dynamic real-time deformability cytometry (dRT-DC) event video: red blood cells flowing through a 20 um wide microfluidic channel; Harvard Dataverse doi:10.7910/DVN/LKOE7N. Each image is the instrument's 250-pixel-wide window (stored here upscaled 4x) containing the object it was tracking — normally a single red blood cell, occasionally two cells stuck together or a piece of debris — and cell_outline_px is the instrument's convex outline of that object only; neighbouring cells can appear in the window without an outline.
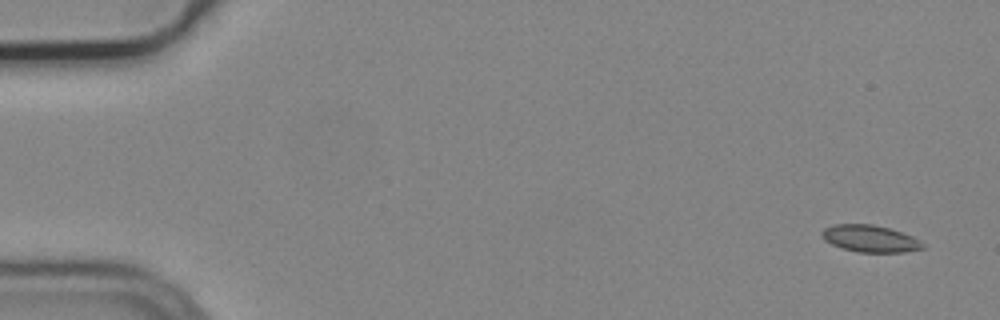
{"species": "common noctule bat (a hibernating species)", "species_latin": "Nyctalus noctula", "temperature_condition": "cold", "stored_images_in_passage": 5, "segment_of_instrument_passage": [2, 2], "camera_frame_rate_fps": 3000, "um_per_image_px": 0.085, "animal": {"sex": "male", "body_mass_g": 19.2, "forearm_length_mm": 51.8}, "frame": {"image": 1, "passage_image": 5, "time_ms": 1.333, "image_size_px": [1000, 320], "cell_outline_px": [[924, 248], [904, 252], [856, 252], [832, 244], [824, 240], [820, 236], [820, 232], [824, 228], [832, 224], [872, 224], [888, 228], [912, 236], [924, 244]], "centroid_in_image_um": [73.91, 20.27], "position_along_channel_um": 11.1, "area_um2": 15.78}}